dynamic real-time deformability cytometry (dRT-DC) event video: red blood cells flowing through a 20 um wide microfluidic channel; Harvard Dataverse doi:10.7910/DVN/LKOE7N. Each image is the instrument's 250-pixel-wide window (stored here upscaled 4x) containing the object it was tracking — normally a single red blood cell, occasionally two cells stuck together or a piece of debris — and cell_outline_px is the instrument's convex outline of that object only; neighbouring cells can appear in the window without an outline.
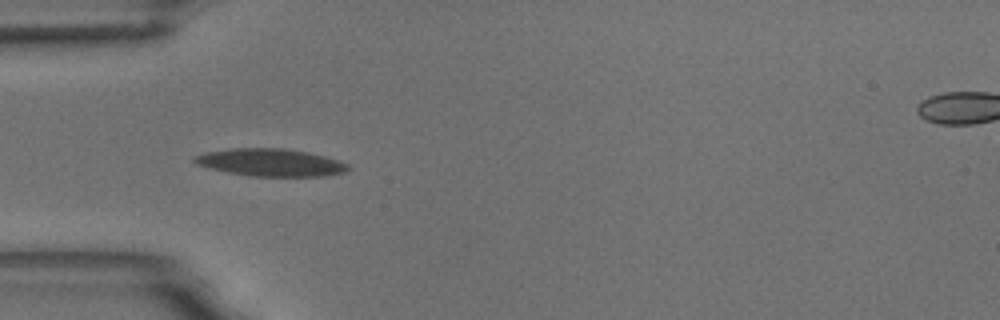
{"species": "common noctule bat (a hibernating species)", "species_latin": "Nyctalus noctula", "temperature_condition": "room temperature", "stored_images_in_passage": 5, "camera_frame_rate_fps": 3000, "um_per_image_px": 0.085, "animal": {"sex": "male", "body_mass_g": 18.8}, "frame": {"image": 1, "passage_image": 1, "time_ms": 0.0, "image_size_px": [1000, 320], "cell_outline_px": [[352, 168], [344, 172], [324, 176], [252, 176], [228, 172], [196, 164], [192, 160], [196, 156], [204, 152], [232, 148], [284, 148], [308, 152], [340, 160], [348, 164]], "centroid_in_image_um": [23.04, 13.8], "position_along_channel_um": 62.0, "area_um2": 24.57}}